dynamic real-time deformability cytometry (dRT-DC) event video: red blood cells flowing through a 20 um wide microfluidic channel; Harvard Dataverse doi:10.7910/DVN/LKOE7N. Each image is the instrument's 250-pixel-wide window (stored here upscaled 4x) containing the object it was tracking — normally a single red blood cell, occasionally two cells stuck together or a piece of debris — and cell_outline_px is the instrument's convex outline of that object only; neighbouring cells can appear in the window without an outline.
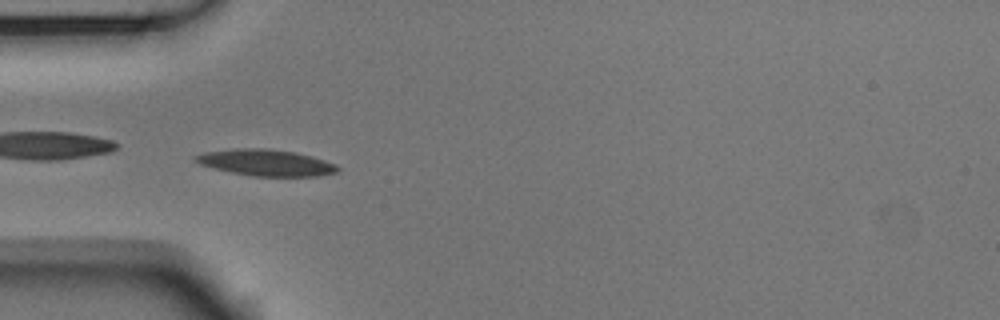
{"species": "Egyptian fruit bat (a non-hibernating species)", "species_latin": "Rousettus aegyptiacus", "temperature_condition": "room temperature", "stored_images_in_passage": 54, "camera_frame_rate_fps": 3000, "um_per_image_px": 0.085, "animal": {"sex": "male"}, "frame": {"image": 1, "passage_image": 16, "time_ms": 5.0, "image_size_px": [1000, 320], "cell_outline_px": [[340, 168], [336, 172], [320, 176], [252, 176], [212, 168], [200, 164], [192, 160], [192, 156], [204, 152], [232, 148], [268, 148], [296, 152], [312, 156], [336, 164]], "centroid_in_image_um": [22.57, 13.81], "position_along_channel_um": 62.4, "area_um2": 22.08}}
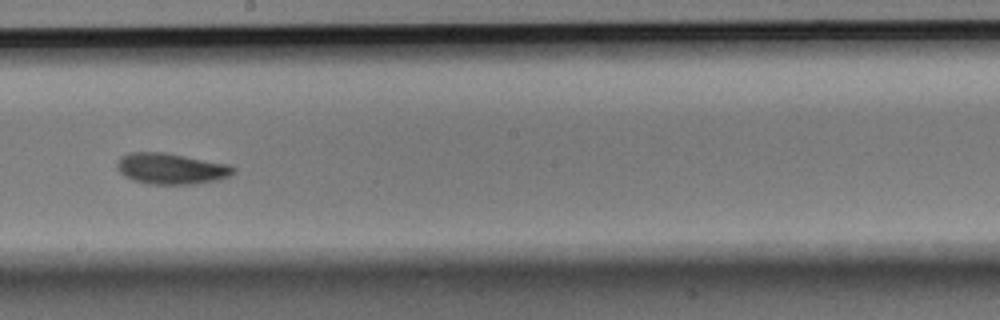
{"frame": {"image": 2, "passage_image": 30, "time_ms": 9.667, "image_size_px": [1000, 320], "cell_outline_px": [[236, 172], [220, 180], [196, 184], [148, 184], [132, 180], [120, 172], [116, 168], [116, 164], [120, 156], [128, 152], [164, 152], [228, 164], [236, 168]], "centroid_in_image_um": [14.54, 14.34], "position_along_channel_um": 233.7, "area_um2": 21.21}}
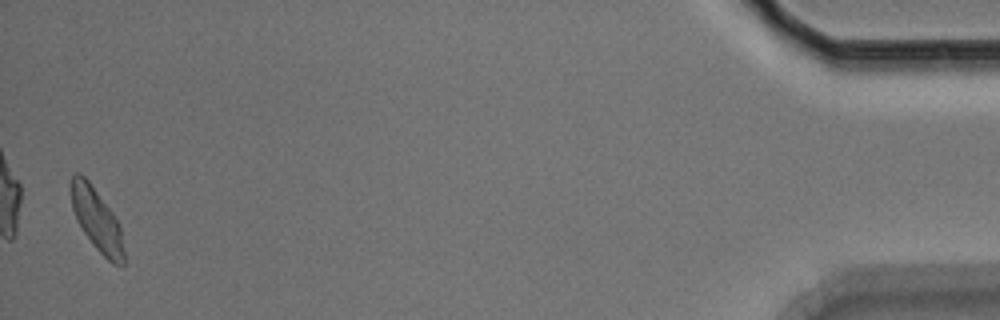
{"frame": {"image": 3, "passage_image": 53, "time_ms": 17.333, "image_size_px": [1000, 320], "cell_outline_px": [[124, 264], [112, 264], [92, 244], [76, 220], [72, 208], [68, 188], [68, 184], [72, 172], [80, 172], [88, 180], [112, 212], [120, 224], [124, 252]], "centroid_in_image_um": [8.17, 18.6], "position_along_channel_um": 427.0, "area_um2": 19.59}, "authors_computed_cell_mechanics": {"area_um2": 20.0277, "velocity_mm_per_s": 3.6937, "shape_relaxation_time_tau1_ms": 3.2414, "shape_relaxation_time_tau2_ms": 7.3081, "deformation_change_tau1": 0.1422, "deformation_change_tau2": 0.1158}}